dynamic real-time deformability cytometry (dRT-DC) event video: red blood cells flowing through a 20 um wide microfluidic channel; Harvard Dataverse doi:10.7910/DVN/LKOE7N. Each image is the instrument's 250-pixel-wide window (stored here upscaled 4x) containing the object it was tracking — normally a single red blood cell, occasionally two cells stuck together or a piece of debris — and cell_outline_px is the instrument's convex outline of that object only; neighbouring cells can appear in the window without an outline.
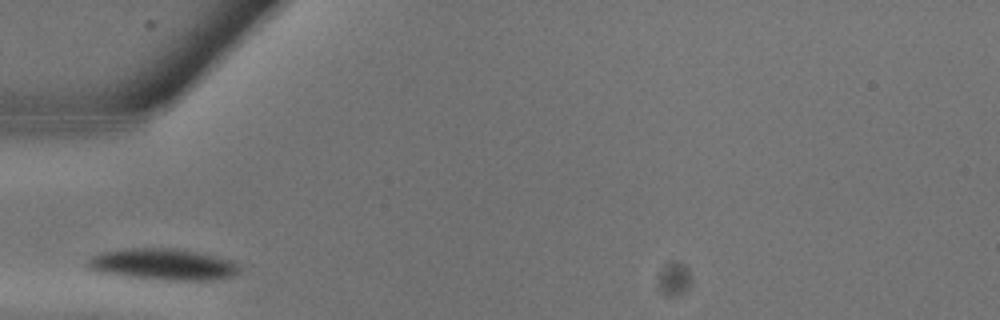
{"species": "common noctule bat (a hibernating species)", "species_latin": "Nyctalus noctula", "temperature_condition": "warm", "stored_images_in_passage": 2, "camera_frame_rate_fps": 3000, "um_per_image_px": 0.085, "animal": {"sex": "male", "body_mass_g": 13.3}, "frame": {"image": 1, "passage_image": 1, "time_ms": 0.0, "image_size_px": [1000, 320], "cell_outline_px": [[240, 272], [232, 276], [208, 280], [176, 280], [128, 276], [96, 272], [88, 268], [84, 264], [92, 256], [100, 252], [124, 248], [176, 248], [196, 252], [232, 260], [240, 268]], "centroid_in_image_um": [13.8, 22.45], "position_along_channel_um": 71.2, "area_um2": 27.63}}